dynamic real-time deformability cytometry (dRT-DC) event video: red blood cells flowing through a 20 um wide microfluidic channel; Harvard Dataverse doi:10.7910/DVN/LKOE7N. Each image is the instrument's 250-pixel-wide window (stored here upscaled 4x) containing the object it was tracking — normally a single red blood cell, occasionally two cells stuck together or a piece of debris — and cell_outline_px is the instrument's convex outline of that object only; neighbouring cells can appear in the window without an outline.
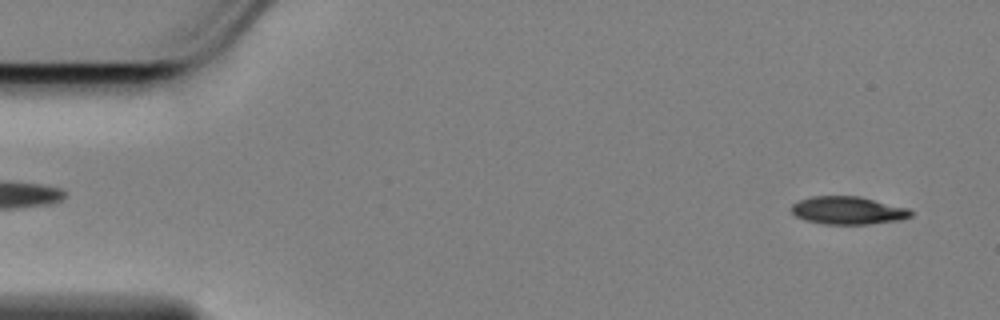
{"species": "Egyptian fruit bat (a non-hibernating species)", "species_latin": "Rousettus aegyptiacus", "temperature_condition": "cold", "stored_images_in_passage": 58, "camera_frame_rate_fps": 3000, "um_per_image_px": 0.085, "animal": {"sex": "female"}, "frame": {"image": 1, "passage_image": 3, "time_ms": 0.667, "image_size_px": [1000, 320], "cell_outline_px": [[912, 216], [900, 220], [868, 224], [824, 224], [804, 220], [796, 216], [792, 212], [792, 204], [800, 200], [812, 196], [860, 196], [908, 208], [912, 212]], "centroid_in_image_um": [72.08, 17.89], "position_along_channel_um": 12.9, "area_um2": 19.36}}
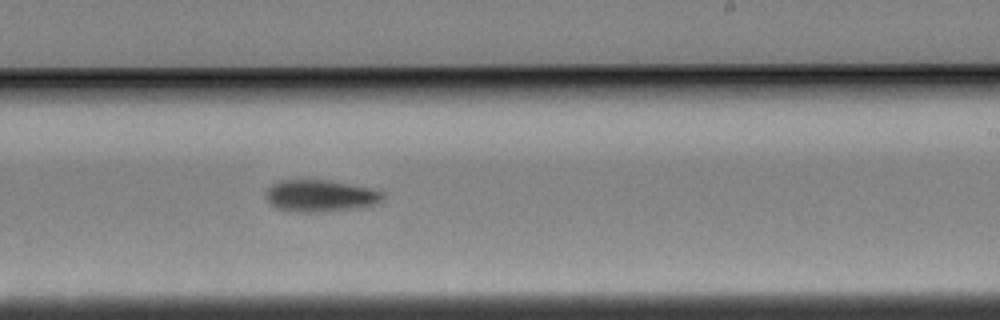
{"frame": {"image": 2, "passage_image": 34, "time_ms": 11.0, "image_size_px": [1000, 320], "cell_outline_px": [[384, 200], [380, 204], [356, 208], [324, 212], [288, 212], [276, 208], [268, 200], [268, 188], [272, 184], [280, 180], [324, 180], [348, 184], [368, 188], [384, 192]], "centroid_in_image_um": [27.27, 16.67], "position_along_channel_um": 261.7, "area_um2": 21.73}}
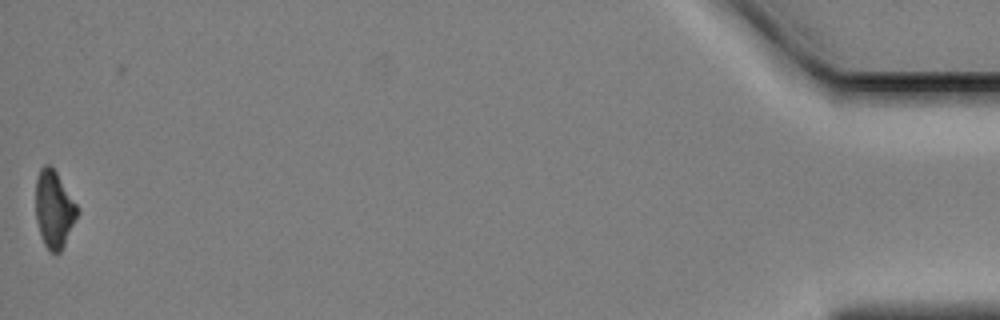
{"frame": {"image": 3, "passage_image": 57, "time_ms": 18.667, "image_size_px": [1000, 320], "cell_outline_px": [[80, 212], [60, 252], [48, 252], [44, 244], [36, 220], [36, 180], [40, 168], [44, 164], [48, 164], [56, 172], [80, 208]], "centroid_in_image_um": [4.61, 17.78], "position_along_channel_um": 430.6, "area_um2": 18.73}, "authors_computed_cell_mechanics": {"area_um2": 20.4612, "velocity_mm_per_s": 3.4513, "shape_relaxation_time_tau1_ms": 2.0545, "shape_relaxation_time_tau2_ms": null, "deformation_change_tau1": 0.1288, "deformation_change_tau2": null}}